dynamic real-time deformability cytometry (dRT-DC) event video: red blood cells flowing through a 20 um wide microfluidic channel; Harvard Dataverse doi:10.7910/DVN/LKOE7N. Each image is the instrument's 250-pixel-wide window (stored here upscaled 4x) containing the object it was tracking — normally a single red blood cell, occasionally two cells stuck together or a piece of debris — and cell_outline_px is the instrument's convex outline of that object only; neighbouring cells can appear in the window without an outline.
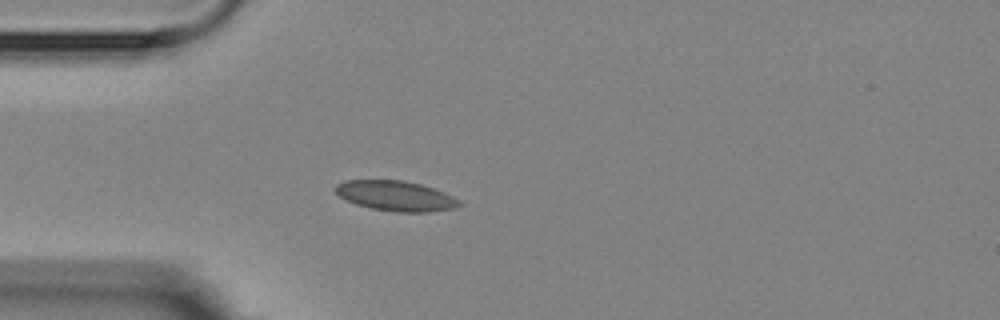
{"species": "Egyptian fruit bat (a non-hibernating species)", "species_latin": "Rousettus aegyptiacus", "temperature_condition": "room temperature", "stored_images_in_passage": 5, "camera_frame_rate_fps": 3000, "um_per_image_px": 0.085, "animal": {"sex": "female"}, "frame": {"image": 1, "passage_image": 4, "time_ms": 3.333, "image_size_px": [1000, 320], "cell_outline_px": [[464, 204], [452, 208], [428, 212], [396, 212], [372, 208], [356, 204], [340, 196], [336, 192], [336, 184], [344, 180], [404, 180], [420, 184], [444, 192], [460, 200]], "centroid_in_image_um": [33.65, 16.64], "position_along_channel_um": 51.3, "area_um2": 21.56}}